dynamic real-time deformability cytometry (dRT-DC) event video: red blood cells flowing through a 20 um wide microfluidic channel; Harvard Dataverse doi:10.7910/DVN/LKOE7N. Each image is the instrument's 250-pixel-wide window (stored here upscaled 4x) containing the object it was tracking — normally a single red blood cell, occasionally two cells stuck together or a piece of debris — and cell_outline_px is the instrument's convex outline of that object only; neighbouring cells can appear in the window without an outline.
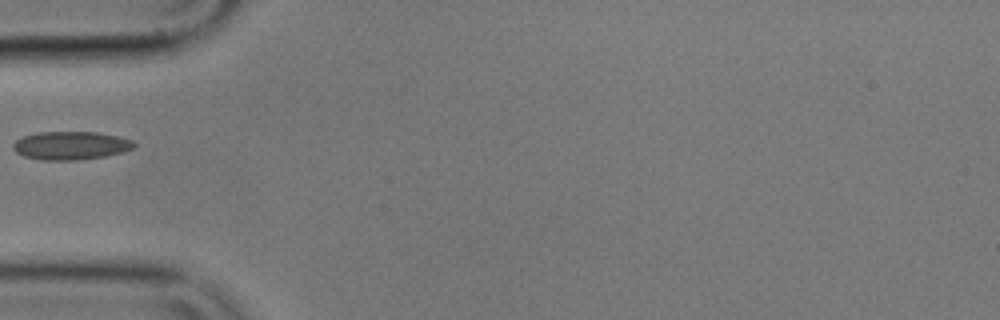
{"species": "common noctule bat (a hibernating species)", "species_latin": "Nyctalus noctula", "temperature_condition": "cold", "stored_images_in_passage": 13, "camera_frame_rate_fps": 3000, "um_per_image_px": 0.085, "animal": {"sex": "male", "body_mass_g": 17.9}, "frame": {"image": 1, "passage_image": 1, "time_ms": 0.0, "image_size_px": [1000, 320], "cell_outline_px": [[136, 144], [132, 148], [124, 152], [104, 156], [76, 160], [44, 160], [24, 156], [16, 152], [12, 148], [12, 144], [16, 140], [24, 136], [36, 132], [96, 132], [116, 136], [132, 140]], "centroid_in_image_um": [5.99, 12.37], "position_along_channel_um": 79.0, "area_um2": 19.83}}